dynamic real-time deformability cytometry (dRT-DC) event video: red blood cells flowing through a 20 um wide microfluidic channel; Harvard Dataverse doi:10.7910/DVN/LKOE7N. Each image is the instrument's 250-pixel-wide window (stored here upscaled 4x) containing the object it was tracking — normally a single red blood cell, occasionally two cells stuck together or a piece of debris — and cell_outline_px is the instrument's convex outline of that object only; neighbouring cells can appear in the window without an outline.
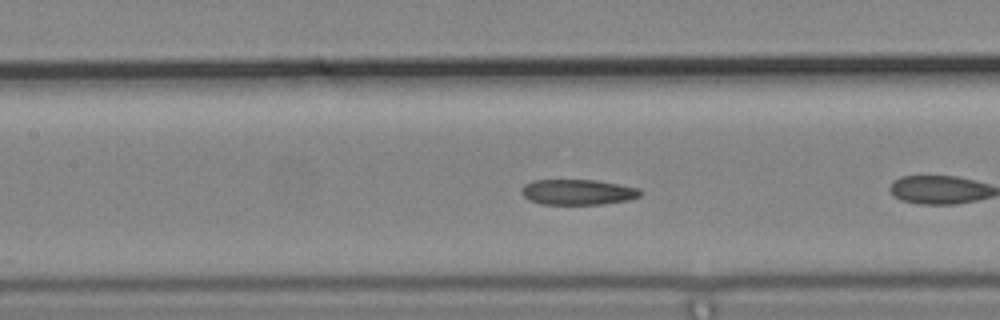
{"species": "common noctule bat (a hibernating species)", "species_latin": "Nyctalus noctula", "temperature_condition": "cold", "stored_images_in_passage": 28, "camera_frame_rate_fps": 3000, "um_per_image_px": 0.085, "animal": {"sex": "male", "body_mass_g": 19.2, "forearm_length_mm": 51.8}, "frame": {"image": 1, "passage_image": 9, "time_ms": 2.667, "image_size_px": [1000, 320], "cell_outline_px": [[644, 192], [640, 196], [628, 200], [604, 204], [540, 204], [528, 200], [520, 192], [520, 188], [524, 184], [532, 180], [596, 180], [620, 184], [640, 188]], "centroid_in_image_um": [49.11, 16.32], "position_along_channel_um": 158.3, "area_um2": 17.92}}